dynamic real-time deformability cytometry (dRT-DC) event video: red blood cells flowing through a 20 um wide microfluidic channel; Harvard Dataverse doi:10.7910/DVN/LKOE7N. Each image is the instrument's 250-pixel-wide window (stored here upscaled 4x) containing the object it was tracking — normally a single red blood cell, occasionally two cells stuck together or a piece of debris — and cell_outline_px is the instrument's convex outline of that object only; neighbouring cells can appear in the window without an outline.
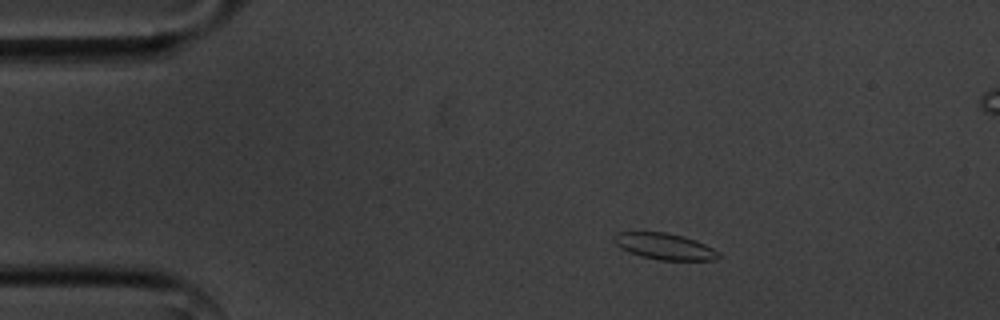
{"species": "common noctule bat (a hibernating species)", "species_latin": "Nyctalus noctula", "temperature_condition": "cold", "stored_images_in_passage": 48, "camera_frame_rate_fps": 3000, "um_per_image_px": 0.085, "animal": {"sex": "male", "body_mass_g": 20.1, "forearm_length_mm": 53.5}, "frame": {"image": 1, "passage_image": 1, "time_ms": 0.0, "image_size_px": [1000, 320], "cell_outline_px": [[720, 256], [712, 260], [660, 260], [640, 256], [628, 252], [620, 248], [612, 240], [616, 232], [664, 232], [684, 236], [696, 240], [720, 252]], "centroid_in_image_um": [56.46, 20.94], "position_along_channel_um": 28.5, "area_um2": 16.07}}
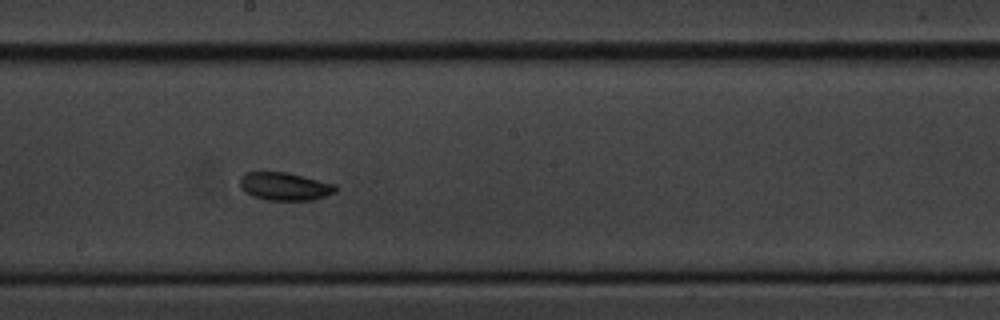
{"frame": {"image": 2, "passage_image": 22, "time_ms": 7.0, "image_size_px": [1000, 320], "cell_outline_px": [[340, 188], [336, 192], [312, 200], [268, 200], [252, 196], [244, 192], [240, 188], [240, 176], [244, 172], [288, 172], [336, 184]], "centroid_in_image_um": [24.2, 15.83], "position_along_channel_um": 224.0, "area_um2": 15.84}}
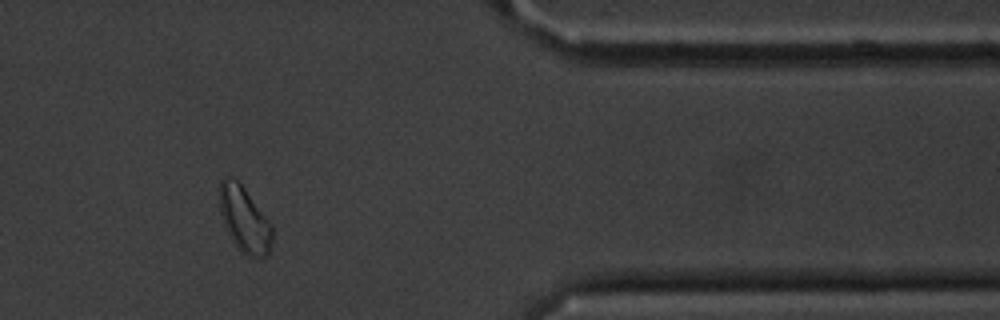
{"frame": {"image": 3, "passage_image": 38, "time_ms": 12.333, "image_size_px": [1000, 320], "cell_outline_px": [[272, 240], [268, 256], [260, 260], [248, 256], [236, 248], [224, 224], [220, 212], [220, 180], [224, 176], [232, 176], [244, 188], [272, 224]], "centroid_in_image_um": [20.79, 18.69], "position_along_channel_um": 390.6, "area_um2": 20.29}}